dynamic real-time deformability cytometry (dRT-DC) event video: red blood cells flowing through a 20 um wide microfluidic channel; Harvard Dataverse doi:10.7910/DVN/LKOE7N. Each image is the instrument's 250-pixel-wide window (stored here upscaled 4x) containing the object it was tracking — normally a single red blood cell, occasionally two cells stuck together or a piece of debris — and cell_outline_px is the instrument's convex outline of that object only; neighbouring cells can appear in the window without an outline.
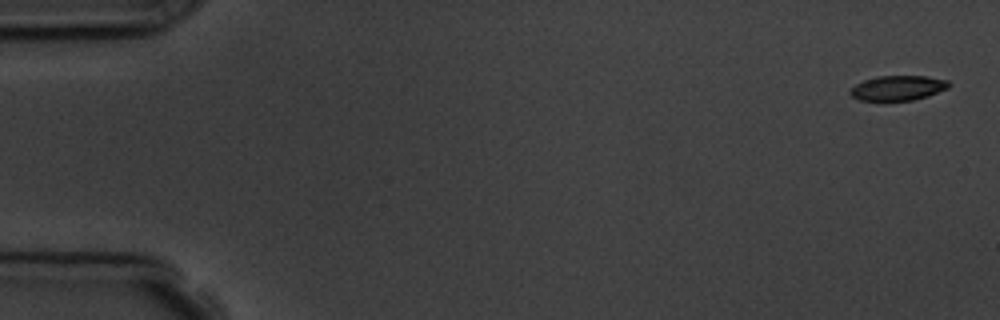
{"species": "common noctule bat (a hibernating species)", "species_latin": "Nyctalus noctula", "temperature_condition": "room temperature", "stored_images_in_passage": 8, "camera_frame_rate_fps": 3000, "um_per_image_px": 0.085, "animal": {"sex": "male", "body_mass_g": 19.5, "forearm_length_mm": 54.6}, "frame": {"image": 1, "passage_image": 1, "time_ms": 0.0, "image_size_px": [1000, 320], "cell_outline_px": [[948, 88], [928, 96], [912, 100], [860, 100], [852, 96], [848, 92], [856, 84], [864, 80], [876, 76], [928, 76], [948, 80]], "centroid_in_image_um": [76.32, 7.47], "position_along_channel_um": 8.7, "area_um2": 14.16}}
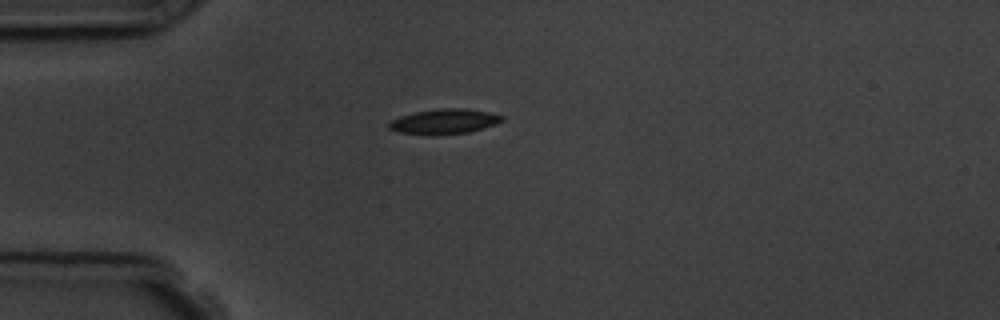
{"frame": {"image": 2, "passage_image": 4, "time_ms": 4.333, "image_size_px": [1000, 320], "cell_outline_px": [[504, 120], [496, 124], [468, 132], [436, 136], [396, 132], [388, 128], [388, 124], [392, 120], [400, 116], [416, 112], [440, 108], [468, 108], [488, 112], [504, 116]], "centroid_in_image_um": [37.76, 10.33], "position_along_channel_um": 47.2, "area_um2": 16.65}}